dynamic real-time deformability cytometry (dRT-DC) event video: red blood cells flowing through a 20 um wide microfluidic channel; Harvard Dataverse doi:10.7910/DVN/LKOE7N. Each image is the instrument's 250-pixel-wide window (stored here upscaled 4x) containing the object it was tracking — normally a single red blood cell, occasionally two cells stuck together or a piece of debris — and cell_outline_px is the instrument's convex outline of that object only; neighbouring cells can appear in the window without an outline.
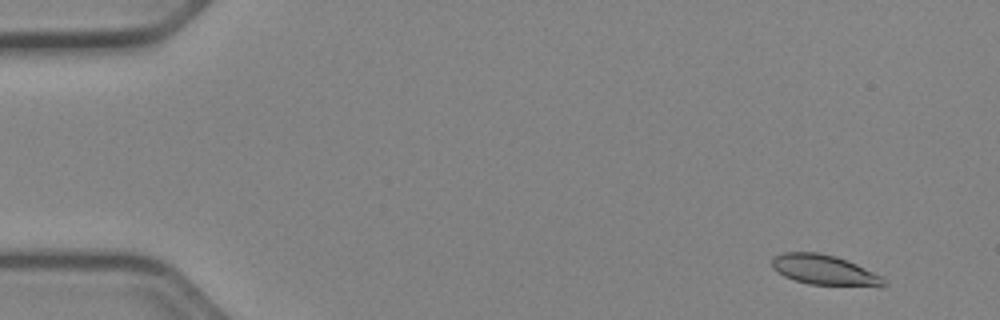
{"species": "Egyptian fruit bat (a non-hibernating species)", "species_latin": "Rousettus aegyptiacus", "temperature_condition": "cold", "stored_images_in_passage": 52, "camera_frame_rate_fps": 3000, "um_per_image_px": 0.085, "animal": {"sex": "female"}, "frame": {"image": 1, "passage_image": 4, "time_ms": 1.0, "image_size_px": [1000, 320], "cell_outline_px": [[888, 284], [880, 288], [808, 284], [784, 276], [772, 268], [772, 260], [776, 256], [784, 252], [820, 252], [836, 256], [856, 264], [880, 276]], "centroid_in_image_um": [70.12, 22.97], "position_along_channel_um": 14.9, "area_um2": 19.83}}
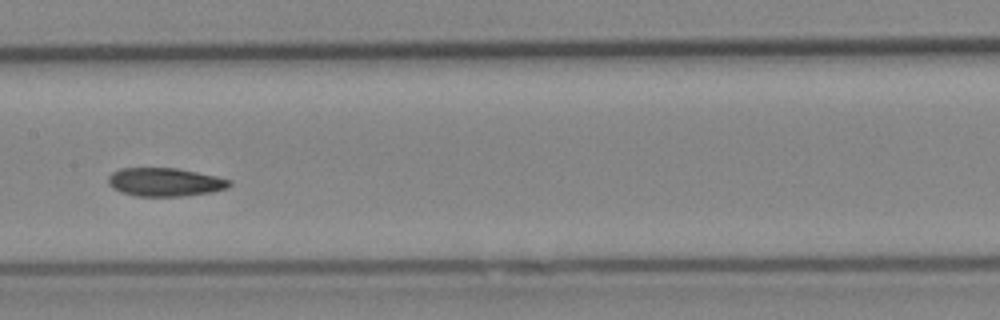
{"frame": {"image": 2, "passage_image": 27, "time_ms": 8.667, "image_size_px": [1000, 320], "cell_outline_px": [[232, 184], [228, 188], [212, 192], [184, 196], [136, 196], [120, 192], [112, 188], [108, 184], [108, 176], [112, 172], [120, 168], [176, 168], [216, 176], [232, 180]], "centroid_in_image_um": [14.02, 15.48], "position_along_channel_um": 193.4, "area_um2": 20.23}}
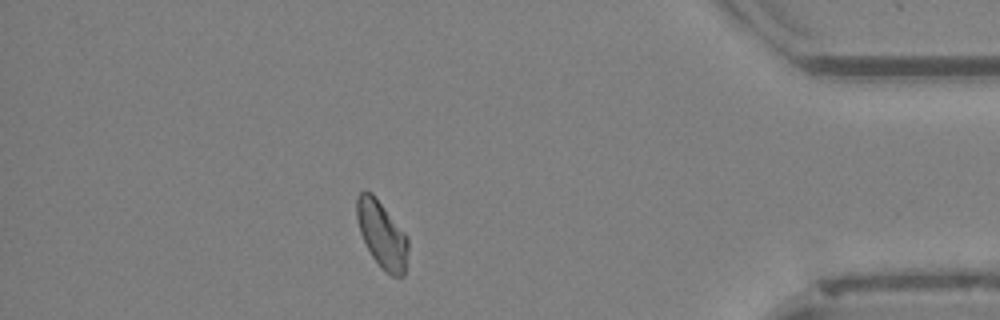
{"frame": {"image": 3, "passage_image": 46, "time_ms": 15.0, "image_size_px": [1000, 320], "cell_outline_px": [[408, 248], [404, 276], [392, 276], [372, 256], [360, 232], [356, 216], [356, 196], [360, 192], [372, 192], [408, 236]], "centroid_in_image_um": [32.47, 19.89], "position_along_channel_um": 402.7, "area_um2": 19.65}, "authors_computed_cell_mechanics": {"area_um2": 19.8832, "velocity_mm_per_s": 3.9198, "shape_relaxation_time_tau1_ms": null, "shape_relaxation_time_tau2_ms": 5.2019, "deformation_change_tau1": null, "deformation_change_tau2": 0.097}}